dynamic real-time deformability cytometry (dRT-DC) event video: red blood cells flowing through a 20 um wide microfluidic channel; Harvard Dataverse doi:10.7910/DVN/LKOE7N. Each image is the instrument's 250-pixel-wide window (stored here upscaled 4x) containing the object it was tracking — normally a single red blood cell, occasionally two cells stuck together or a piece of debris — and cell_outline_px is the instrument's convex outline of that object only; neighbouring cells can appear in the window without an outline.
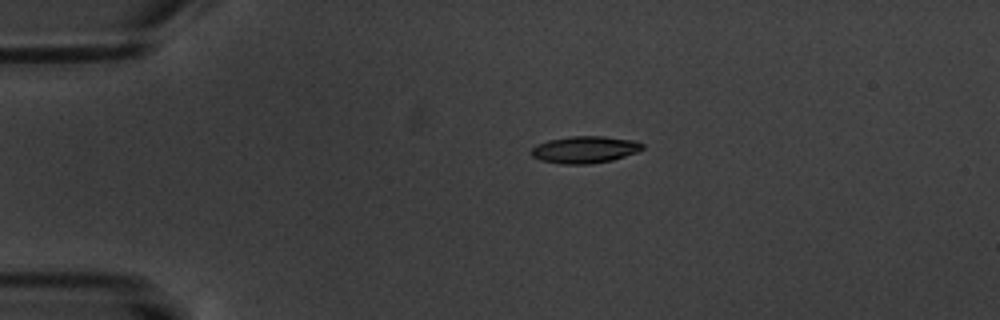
{"species": "common noctule bat (a hibernating species)", "species_latin": "Nyctalus noctula", "temperature_condition": "warm", "stored_images_in_passage": 8, "camera_frame_rate_fps": 3000, "um_per_image_px": 0.085, "animal": {"sex": "male", "body_mass_g": 20.1, "forearm_length_mm": 53.5}, "frame": {"image": 1, "passage_image": 1, "time_ms": 0.0, "image_size_px": [1000, 320], "cell_outline_px": [[644, 148], [636, 152], [612, 160], [588, 164], [564, 164], [540, 160], [532, 156], [532, 148], [536, 144], [548, 140], [572, 136], [604, 136], [636, 140], [644, 144]], "centroid_in_image_um": [49.72, 12.7], "position_along_channel_um": 35.3, "area_um2": 17.46}}
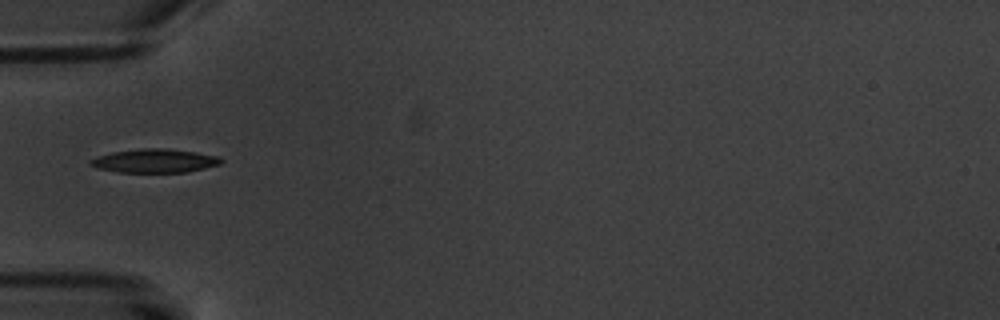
{"frame": {"image": 2, "passage_image": 3, "time_ms": 2.333, "image_size_px": [1000, 320], "cell_outline_px": [[224, 160], [220, 164], [188, 172], [120, 172], [96, 168], [88, 164], [88, 160], [112, 152], [140, 148], [164, 148], [196, 152], [220, 156]], "centroid_in_image_um": [13.16, 13.66], "position_along_channel_um": 71.8, "area_um2": 18.09}}
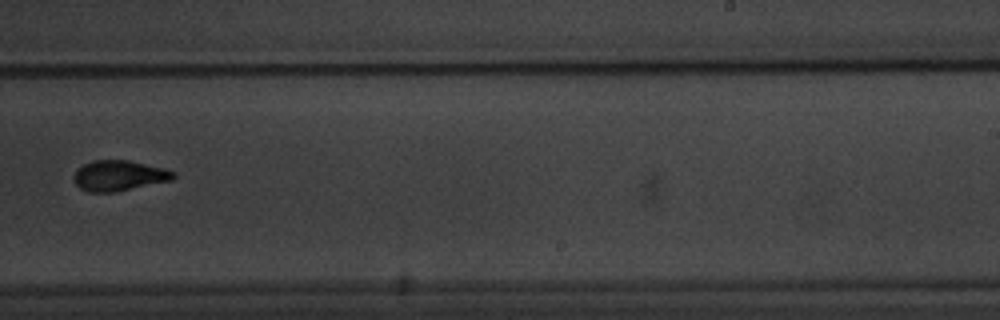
{"frame": {"image": 3, "passage_image": 8, "time_ms": 8.333, "image_size_px": [1000, 320], "cell_outline_px": [[176, 176], [172, 180], [116, 192], [88, 192], [80, 188], [76, 184], [72, 176], [84, 164], [92, 160], [128, 160], [164, 168], [176, 172]], "centroid_in_image_um": [10.13, 14.93], "position_along_channel_um": 278.9, "area_um2": 17.69}}